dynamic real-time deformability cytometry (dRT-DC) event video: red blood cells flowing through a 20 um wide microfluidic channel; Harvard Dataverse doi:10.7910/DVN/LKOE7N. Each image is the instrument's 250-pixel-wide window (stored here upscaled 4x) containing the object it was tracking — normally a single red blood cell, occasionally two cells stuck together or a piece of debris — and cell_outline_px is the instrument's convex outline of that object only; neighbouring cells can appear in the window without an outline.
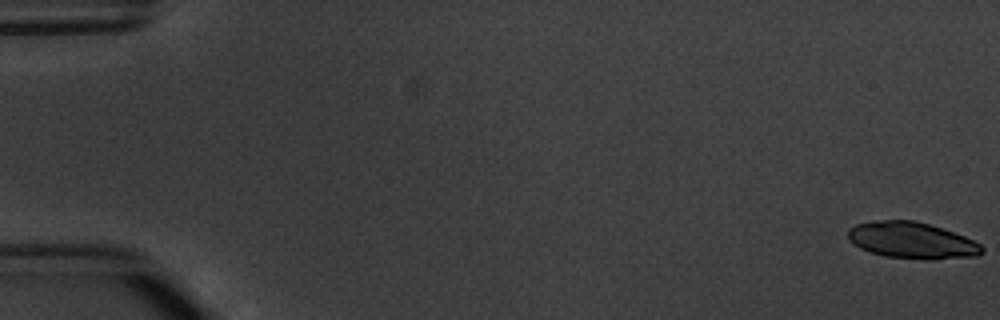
{"species": "common noctule bat (a hibernating species)", "species_latin": "Nyctalus noctula", "temperature_condition": "warm", "stored_images_in_passage": 7, "camera_frame_rate_fps": 3000, "um_per_image_px": 0.085, "animal": {"sex": "male", "body_mass_g": 20.1, "forearm_length_mm": 53.5}, "frame": {"image": 1, "passage_image": 1, "time_ms": 0.0, "image_size_px": [1000, 320], "cell_outline_px": [[984, 252], [976, 256], [884, 256], [860, 248], [852, 244], [848, 240], [848, 228], [856, 224], [876, 220], [912, 220], [928, 224], [964, 236], [980, 244], [984, 248]], "centroid_in_image_um": [77.41, 20.37], "position_along_channel_um": 7.6, "area_um2": 27.05}}